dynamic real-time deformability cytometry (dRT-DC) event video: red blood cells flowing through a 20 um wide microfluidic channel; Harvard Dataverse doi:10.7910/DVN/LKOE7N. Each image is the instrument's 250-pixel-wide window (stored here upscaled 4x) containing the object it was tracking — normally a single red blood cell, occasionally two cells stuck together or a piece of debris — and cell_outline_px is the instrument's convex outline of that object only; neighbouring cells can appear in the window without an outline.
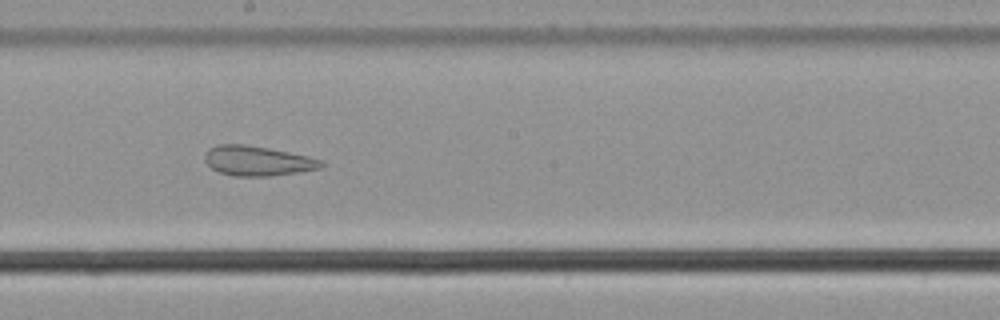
{"species": "common noctule bat (a hibernating species)", "species_latin": "Nyctalus noctula", "temperature_condition": "cold", "stored_images_in_passage": 44, "camera_frame_rate_fps": 3000, "um_per_image_px": 0.085, "animal": {"sex": "male", "body_mass_g": 21.5, "forearm_length_mm": 52.0}, "frame": {"image": 1, "passage_image": 19, "time_ms": 6.0, "image_size_px": [1000, 320], "cell_outline_px": [[324, 164], [320, 168], [272, 176], [232, 176], [220, 172], [212, 168], [204, 160], [204, 156], [208, 148], [216, 144], [244, 144], [268, 148], [308, 156], [324, 160]], "centroid_in_image_um": [21.87, 13.67], "position_along_channel_um": 226.3, "area_um2": 20.23}, "authors_computed_cell_mechanics": {"area_um2": 25.4031, "velocity_mm_per_s": 3.6449, "shape_relaxation_time_tau1_ms": null, "shape_relaxation_time_tau2_ms": 2.1817, "deformation_change_tau1": null, "deformation_change_tau2": 0.1041}}